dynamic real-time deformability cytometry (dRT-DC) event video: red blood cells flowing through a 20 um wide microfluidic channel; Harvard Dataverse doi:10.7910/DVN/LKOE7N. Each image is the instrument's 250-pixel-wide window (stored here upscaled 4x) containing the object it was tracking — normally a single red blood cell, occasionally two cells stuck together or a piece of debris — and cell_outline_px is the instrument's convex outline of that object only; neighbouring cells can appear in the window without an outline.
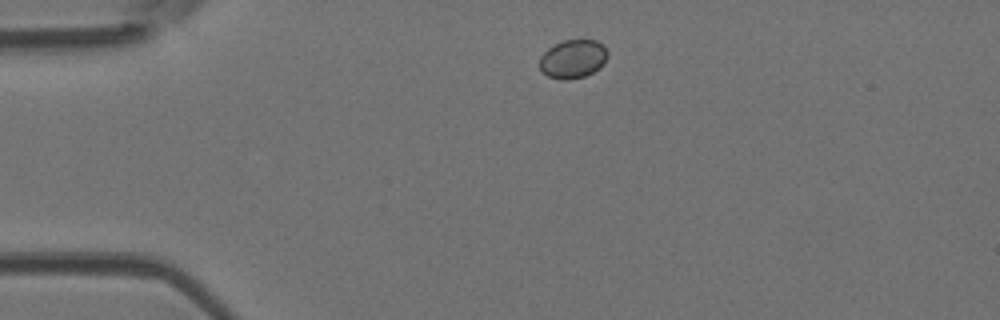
{"species": "Egyptian fruit bat (a non-hibernating species)", "species_latin": "Rousettus aegyptiacus", "temperature_condition": "room temperature", "stored_images_in_passage": 2, "camera_frame_rate_fps": 3000, "um_per_image_px": 0.085, "animal": {"sex": "female"}, "frame": {"image": 1, "passage_image": 1, "time_ms": 0.0, "image_size_px": [1000, 320], "cell_outline_px": [[608, 56], [604, 64], [600, 68], [584, 76], [568, 80], [564, 80], [548, 76], [540, 72], [540, 56], [548, 48], [564, 40], [596, 40], [604, 44], [608, 52]], "centroid_in_image_um": [48.72, 5.01], "position_along_channel_um": 36.3, "area_um2": 15.43}}